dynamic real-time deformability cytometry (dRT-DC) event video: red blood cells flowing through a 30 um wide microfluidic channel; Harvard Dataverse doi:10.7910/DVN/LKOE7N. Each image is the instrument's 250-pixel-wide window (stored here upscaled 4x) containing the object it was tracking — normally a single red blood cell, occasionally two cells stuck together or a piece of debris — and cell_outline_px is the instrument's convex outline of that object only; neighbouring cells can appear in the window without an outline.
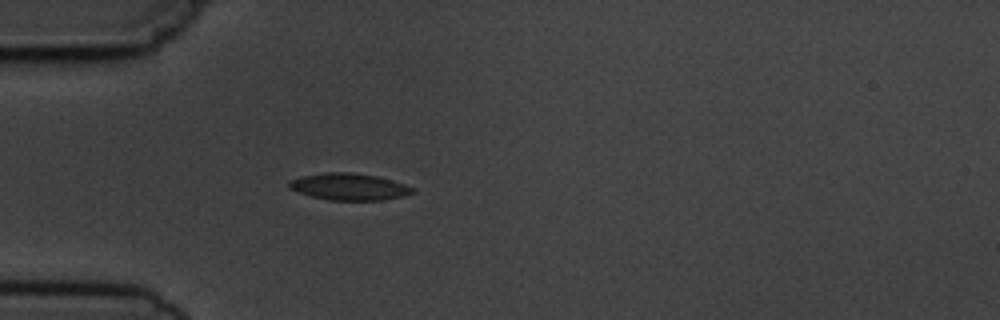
{"species": "common noctule bat (a hibernating species)", "species_latin": "Nyctalus noctula", "temperature_condition": "cold", "stored_images_in_passage": 3, "camera_frame_rate_fps": 3000, "um_per_image_px": 0.085, "animal": {"sex": "male", "body_mass_g": 19.5, "forearm_length_mm": 54.6}, "frame": {"image": 1, "passage_image": 3, "time_ms": 3.333, "image_size_px": [1000, 320], "cell_outline_px": [[416, 192], [404, 196], [384, 200], [328, 200], [312, 196], [288, 188], [288, 180], [304, 176], [324, 172], [352, 172], [376, 176], [392, 180], [416, 188]], "centroid_in_image_um": [29.71, 15.87], "position_along_channel_um": 55.3, "area_um2": 19.36}}